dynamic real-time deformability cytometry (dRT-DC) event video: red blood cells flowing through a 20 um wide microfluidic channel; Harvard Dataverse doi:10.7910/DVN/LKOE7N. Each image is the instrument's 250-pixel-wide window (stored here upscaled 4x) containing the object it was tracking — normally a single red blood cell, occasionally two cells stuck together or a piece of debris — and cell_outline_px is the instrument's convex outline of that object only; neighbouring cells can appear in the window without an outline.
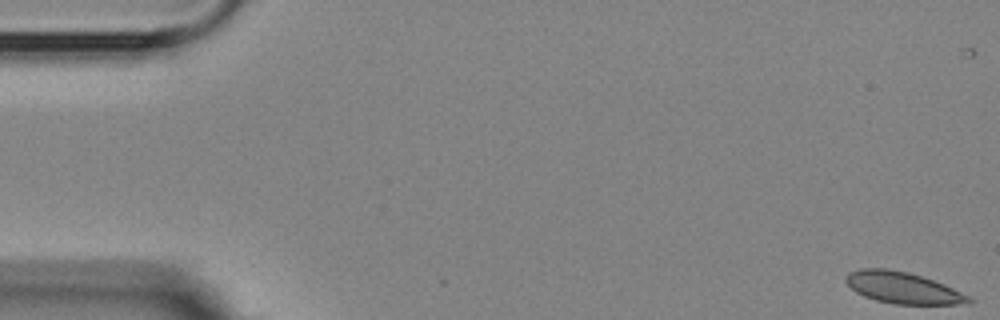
{"species": "Egyptian fruit bat (a non-hibernating species)", "species_latin": "Rousettus aegyptiacus", "temperature_condition": "room temperature", "stored_images_in_passage": 5, "camera_frame_rate_fps": 3000, "um_per_image_px": 0.085, "animal": {"sex": "female"}, "frame": {"image": 1, "passage_image": 1, "time_ms": 0.0, "image_size_px": [1000, 320], "cell_outline_px": [[972, 304], [892, 304], [876, 300], [864, 296], [856, 292], [844, 280], [844, 276], [848, 272], [860, 268], [888, 268], [908, 272], [944, 284], [968, 296], [972, 300]], "centroid_in_image_um": [76.69, 24.45], "position_along_channel_um": 8.3, "area_um2": 22.48}}
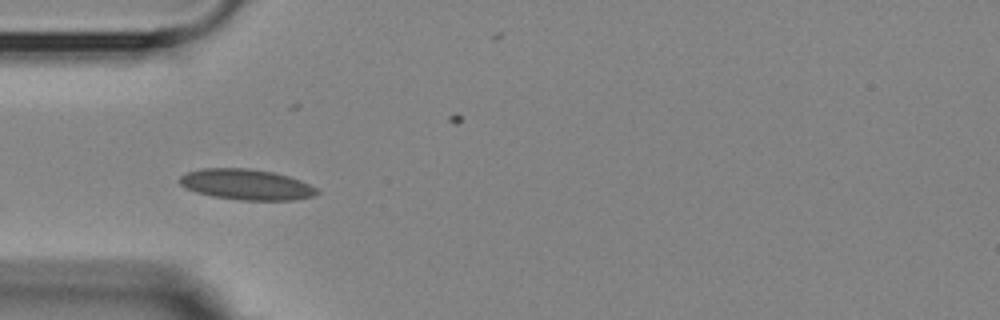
{"frame": {"image": 2, "passage_image": 5, "time_ms": 5.333, "image_size_px": [1000, 320], "cell_outline_px": [[320, 192], [312, 196], [292, 200], [240, 200], [212, 196], [196, 192], [184, 188], [176, 180], [180, 176], [188, 172], [200, 168], [248, 168], [272, 172], [288, 176], [300, 180], [316, 188]], "centroid_in_image_um": [20.88, 15.68], "position_along_channel_um": 64.1, "area_um2": 24.57}}